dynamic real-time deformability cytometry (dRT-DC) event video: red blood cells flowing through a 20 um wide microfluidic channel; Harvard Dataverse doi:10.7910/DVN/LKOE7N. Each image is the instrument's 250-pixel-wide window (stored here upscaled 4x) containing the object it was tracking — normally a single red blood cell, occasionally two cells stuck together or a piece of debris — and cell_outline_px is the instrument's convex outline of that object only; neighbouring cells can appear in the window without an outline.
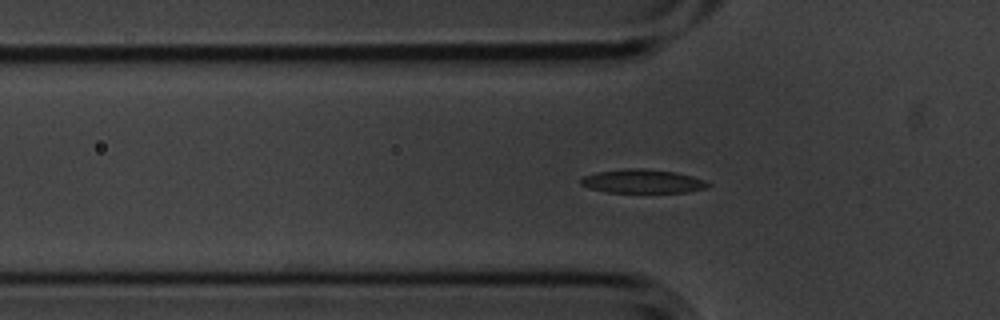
{"species": "common noctule bat (a hibernating species)", "species_latin": "Nyctalus noctula", "temperature_condition": "cold", "stored_images_in_passage": 56, "segment_of_instrument_passage": [1, 2], "camera_frame_rate_fps": 3000, "um_per_image_px": 0.085, "animal": {"sex": "male", "body_mass_g": 20.1, "forearm_length_mm": 53.5}, "frame": {"image": 1, "passage_image": 17, "time_ms": 5.333, "image_size_px": [1000, 320], "cell_outline_px": [[712, 184], [704, 188], [688, 192], [608, 192], [592, 188], [580, 184], [580, 180], [584, 176], [596, 172], [628, 168], [644, 168], [676, 172], [704, 180]], "centroid_in_image_um": [54.62, 15.4], "position_along_channel_um": 71.2, "area_um2": 17.4}}
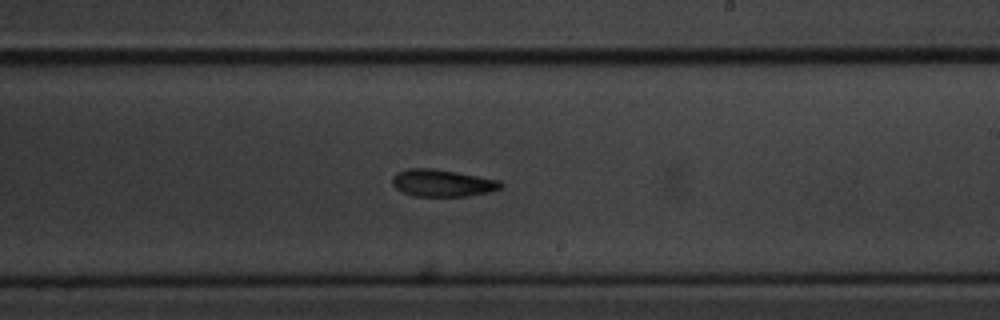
{"frame": {"image": 2, "passage_image": 32, "time_ms": 10.333, "image_size_px": [1000, 320], "cell_outline_px": [[504, 184], [500, 188], [488, 192], [468, 196], [412, 196], [396, 188], [392, 184], [392, 176], [396, 172], [408, 168], [432, 168], [456, 172], [500, 180]], "centroid_in_image_um": [37.57, 15.55], "position_along_channel_um": 251.4, "area_um2": 17.17}}
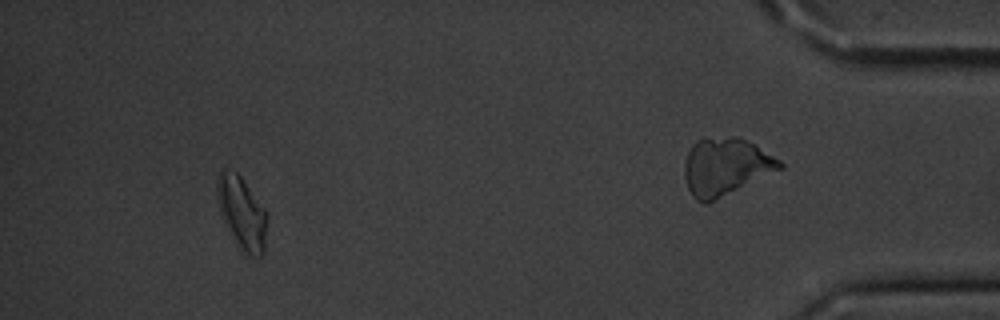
{"frame": {"image": 3, "passage_image": 51, "time_ms": 16.667, "image_size_px": [1000, 320], "cell_outline_px": [[264, 252], [260, 256], [244, 256], [240, 252], [228, 232], [220, 212], [216, 192], [216, 184], [220, 172], [236, 172], [240, 176], [264, 208]], "centroid_in_image_um": [20.51, 18.17], "position_along_channel_um": 414.7, "area_um2": 20.58}}